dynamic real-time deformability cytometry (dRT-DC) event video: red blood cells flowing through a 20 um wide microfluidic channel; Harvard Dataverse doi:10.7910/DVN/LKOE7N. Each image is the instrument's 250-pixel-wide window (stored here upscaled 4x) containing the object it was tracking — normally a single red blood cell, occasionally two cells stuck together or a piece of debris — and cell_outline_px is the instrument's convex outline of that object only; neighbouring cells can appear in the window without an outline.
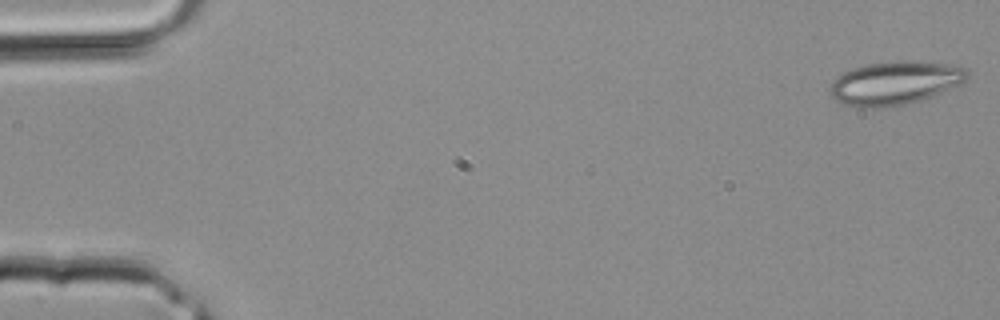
{"species": "common noctule bat (a hibernating species)", "species_latin": "Nyctalus noctula", "temperature_condition": "room temperature", "stored_images_in_passage": 3, "segment_of_instrument_passage": [2, 2], "camera_frame_rate_fps": 3000, "um_per_image_px": 0.085, "animal": {"sex": "male", "body_mass_g": 20.4}, "frame": {"image": 1, "passage_image": 3, "time_ms": 0.667, "image_size_px": [1000, 320], "cell_outline_px": [[968, 76], [964, 80], [932, 96], [920, 100], [904, 104], [884, 108], [860, 108], [844, 104], [836, 100], [828, 92], [828, 88], [832, 80], [836, 76], [844, 72], [864, 64], [896, 60], [912, 60], [960, 64], [968, 68]], "centroid_in_image_um": [76.04, 7.03], "position_along_channel_um": 9.0, "area_um2": 35.26}}